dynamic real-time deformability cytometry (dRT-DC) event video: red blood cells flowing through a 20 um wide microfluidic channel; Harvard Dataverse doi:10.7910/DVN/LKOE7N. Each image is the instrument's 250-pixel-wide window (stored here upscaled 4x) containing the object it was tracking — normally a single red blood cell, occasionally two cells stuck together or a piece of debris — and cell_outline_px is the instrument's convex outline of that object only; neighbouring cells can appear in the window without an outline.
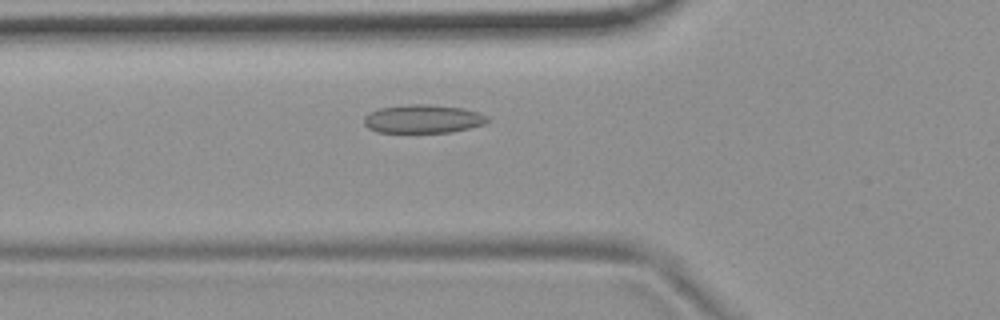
{"species": "common noctule bat (a hibernating species)", "species_latin": "Nyctalus noctula", "temperature_condition": "room temperature", "stored_images_in_passage": 37, "camera_frame_rate_fps": 3000, "um_per_image_px": 0.085, "animal": {"sex": "female", "body_mass_g": 19.9}, "frame": {"image": 1, "passage_image": 3, "time_ms": 0.667, "image_size_px": [1000, 320], "cell_outline_px": [[488, 120], [484, 124], [472, 128], [452, 132], [376, 132], [368, 128], [364, 124], [364, 116], [368, 112], [380, 108], [412, 104], [428, 104], [464, 108], [488, 116]], "centroid_in_image_um": [35.95, 10.11], "position_along_channel_um": 89.9, "area_um2": 20.52}}
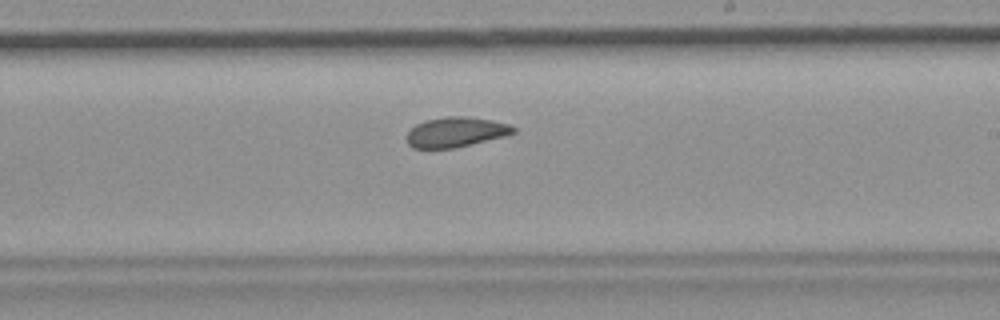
{"frame": {"image": 2, "passage_image": 16, "time_ms": 5.0, "image_size_px": [1000, 320], "cell_outline_px": [[516, 132], [508, 136], [472, 144], [452, 148], [412, 148], [408, 144], [408, 132], [416, 124], [424, 120], [444, 116], [464, 116], [492, 120], [508, 124], [516, 128]], "centroid_in_image_um": [38.78, 11.22], "position_along_channel_um": 250.2, "area_um2": 18.73}}
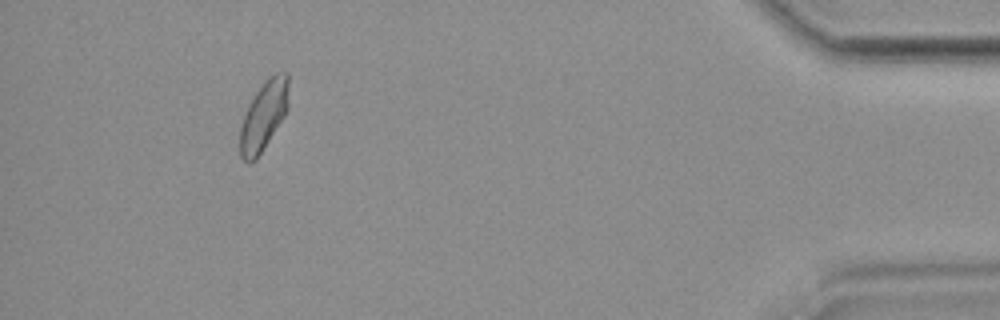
{"frame": {"image": 3, "passage_image": 34, "time_ms": 11.0, "image_size_px": [1000, 320], "cell_outline_px": [[288, 108], [284, 116], [256, 160], [248, 164], [240, 156], [240, 128], [248, 104], [264, 80], [268, 76], [276, 72], [288, 72]], "centroid_in_image_um": [22.41, 9.82], "position_along_channel_um": 412.8, "area_um2": 19.65}}